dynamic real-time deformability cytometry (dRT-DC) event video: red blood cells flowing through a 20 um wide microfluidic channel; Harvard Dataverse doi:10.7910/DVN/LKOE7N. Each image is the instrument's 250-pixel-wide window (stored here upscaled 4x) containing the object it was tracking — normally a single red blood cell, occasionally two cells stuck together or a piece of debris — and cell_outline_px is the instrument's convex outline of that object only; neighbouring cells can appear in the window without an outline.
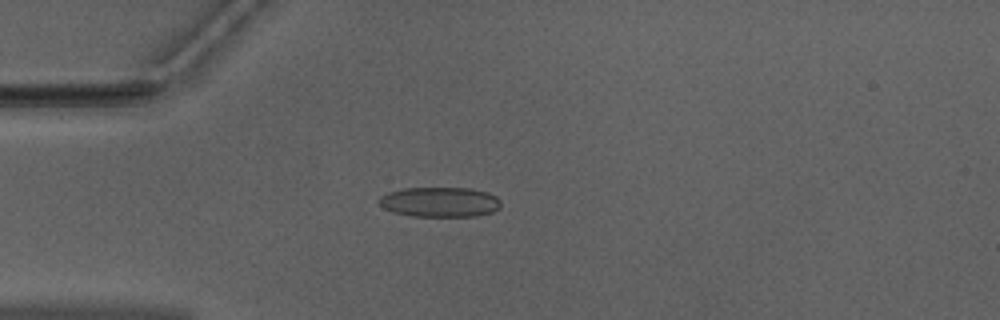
{"species": "Egyptian fruit bat (a non-hibernating species)", "species_latin": "Rousettus aegyptiacus", "temperature_condition": "warm", "stored_images_in_passage": 20, "camera_frame_rate_fps": 3000, "um_per_image_px": 0.085, "animal": {"sex": "male"}, "frame": {"image": 1, "passage_image": 14, "time_ms": 4.333, "image_size_px": [1000, 320], "cell_outline_px": [[500, 208], [492, 212], [476, 216], [412, 216], [392, 212], [384, 208], [376, 200], [380, 196], [388, 192], [404, 188], [468, 188], [488, 192], [496, 196], [500, 200]], "centroid_in_image_um": [37.37, 17.17], "position_along_channel_um": 47.6, "area_um2": 21.39}}